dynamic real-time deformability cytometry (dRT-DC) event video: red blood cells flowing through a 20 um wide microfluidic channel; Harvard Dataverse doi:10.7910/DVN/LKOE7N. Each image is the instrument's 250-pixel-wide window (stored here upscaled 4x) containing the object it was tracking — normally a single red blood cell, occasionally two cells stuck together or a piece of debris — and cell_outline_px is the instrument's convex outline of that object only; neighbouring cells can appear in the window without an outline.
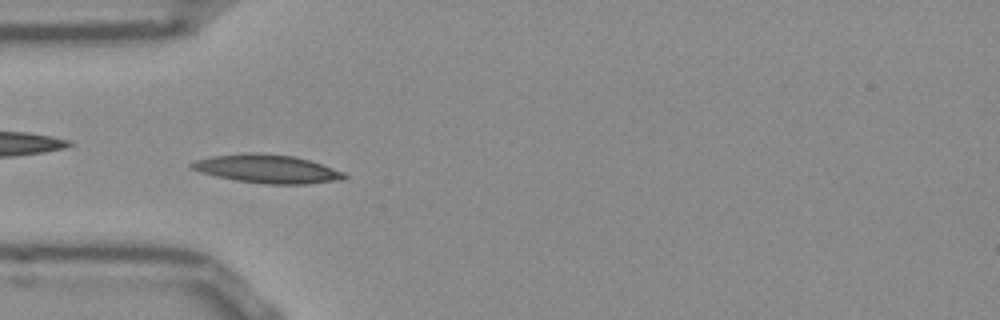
{"species": "Egyptian fruit bat (a non-hibernating species)", "species_latin": "Rousettus aegyptiacus", "temperature_condition": "room temperature", "stored_images_in_passage": 41, "camera_frame_rate_fps": 3000, "um_per_image_px": 0.085, "frame": {"image": 1, "passage_image": 4, "time_ms": 1.0, "image_size_px": [1000, 320], "cell_outline_px": [[348, 176], [344, 180], [308, 184], [264, 184], [236, 180], [216, 176], [200, 172], [192, 168], [188, 164], [196, 160], [212, 156], [244, 152], [256, 152], [292, 156], [308, 160], [344, 172]], "centroid_in_image_um": [22.71, 14.36], "position_along_channel_um": 62.3, "area_um2": 25.32}}
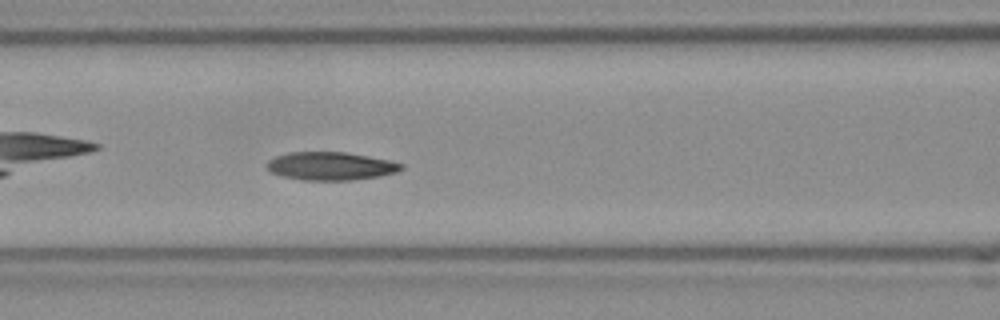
{"frame": {"image": 2, "passage_image": 10, "time_ms": 3.0, "image_size_px": [1000, 320], "cell_outline_px": [[404, 168], [396, 172], [380, 176], [352, 180], [304, 180], [280, 176], [272, 172], [268, 168], [268, 160], [276, 156], [288, 152], [344, 152], [368, 156], [388, 160], [404, 164]], "centroid_in_image_um": [28.12, 14.12], "position_along_channel_um": 138.5, "area_um2": 21.96}}
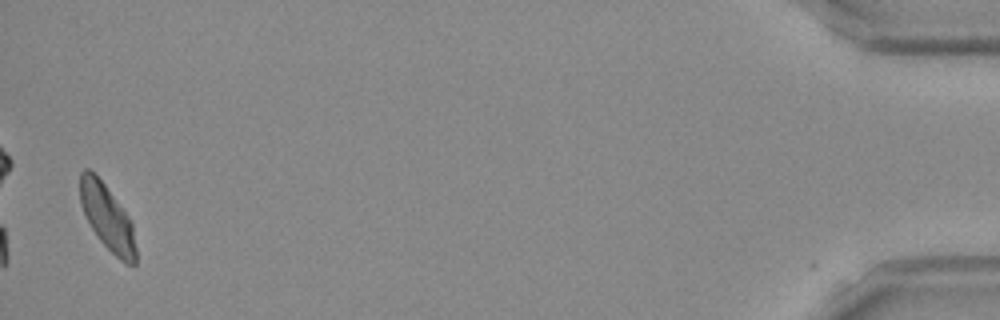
{"frame": {"image": 3, "passage_image": 40, "time_ms": 13.0, "image_size_px": [1000, 320], "cell_outline_px": [[136, 264], [124, 264], [96, 236], [80, 204], [80, 172], [84, 168], [88, 168], [104, 184], [128, 216], [132, 224], [136, 248]], "centroid_in_image_um": [9.12, 18.5], "position_along_channel_um": 426.1, "area_um2": 20.92}, "authors_computed_cell_mechanics": {"area_um2": 22.1952, "velocity_mm_per_s": 3.8225, "shape_relaxation_time_tau1_ms": 3.2439, "shape_relaxation_time_tau2_ms": 2.8963, "deformation_change_tau1": 0.1434, "deformation_change_tau2": 0.0813}}